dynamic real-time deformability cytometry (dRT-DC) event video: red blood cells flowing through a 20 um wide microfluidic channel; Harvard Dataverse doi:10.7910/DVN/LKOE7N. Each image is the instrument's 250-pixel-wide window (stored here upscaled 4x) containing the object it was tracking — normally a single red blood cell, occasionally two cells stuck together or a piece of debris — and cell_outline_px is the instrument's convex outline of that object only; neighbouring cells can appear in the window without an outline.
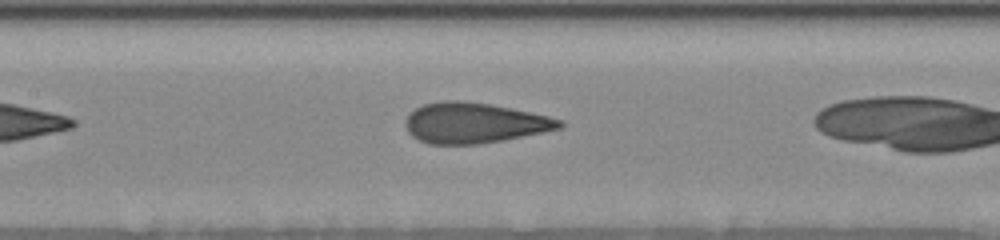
{"species": "human", "species_latin": "Homo sapiens", "temperature_condition": "room temperature", "stored_images_in_passage": 24, "camera_frame_rate_fps": 3000, "um_per_image_px": 0.085, "donor": {"sex": "female"}, "frame": {"image": 1, "passage_image": 8, "time_ms": 2.333, "image_size_px": [1000, 240], "cell_outline_px": [[564, 124], [560, 128], [544, 132], [504, 140], [476, 144], [428, 144], [412, 136], [408, 132], [404, 124], [404, 120], [416, 108], [424, 104], [444, 100], [460, 100], [492, 104], [512, 108], [548, 116], [564, 120]], "centroid_in_image_um": [40.31, 10.44], "position_along_channel_um": 167.1, "area_um2": 36.41}}
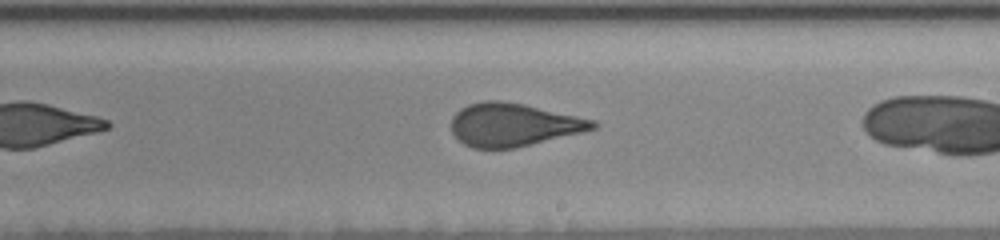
{"frame": {"image": 2, "passage_image": 14, "time_ms": 4.333, "image_size_px": [1000, 240], "cell_outline_px": [[600, 124], [596, 128], [516, 148], [472, 148], [464, 144], [452, 132], [452, 116], [460, 108], [468, 104], [484, 100], [500, 100], [524, 104], [596, 120]], "centroid_in_image_um": [43.63, 10.59], "position_along_channel_um": 245.4, "area_um2": 35.43}}
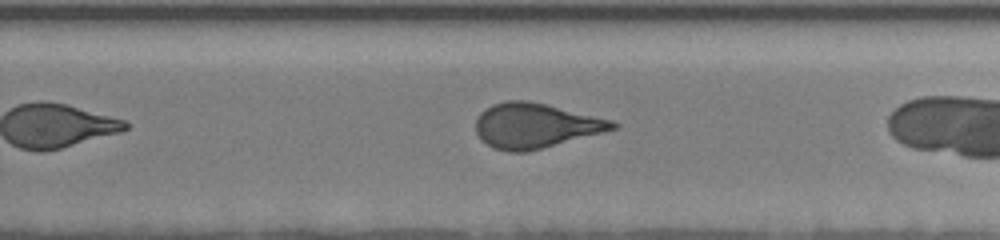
{"frame": {"image": 3, "passage_image": 17, "time_ms": 5.333, "image_size_px": [1000, 240], "cell_outline_px": [[620, 124], [616, 128], [528, 152], [508, 152], [496, 148], [480, 140], [476, 132], [476, 120], [480, 112], [484, 108], [492, 104], [504, 100], [528, 100], [612, 120]], "centroid_in_image_um": [45.45, 10.67], "position_along_channel_um": 284.4, "area_um2": 35.55}}